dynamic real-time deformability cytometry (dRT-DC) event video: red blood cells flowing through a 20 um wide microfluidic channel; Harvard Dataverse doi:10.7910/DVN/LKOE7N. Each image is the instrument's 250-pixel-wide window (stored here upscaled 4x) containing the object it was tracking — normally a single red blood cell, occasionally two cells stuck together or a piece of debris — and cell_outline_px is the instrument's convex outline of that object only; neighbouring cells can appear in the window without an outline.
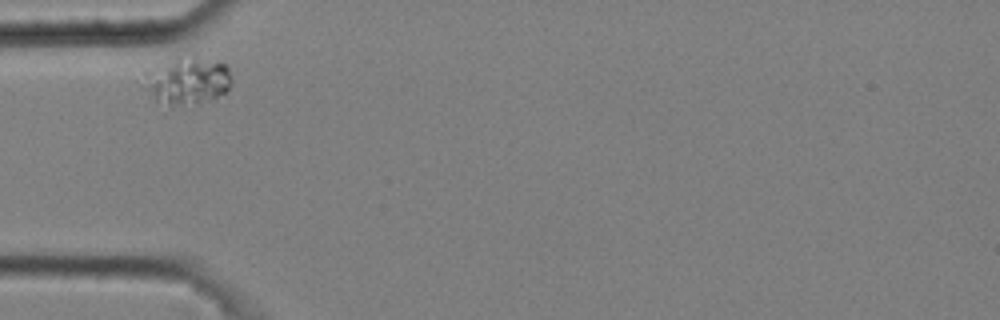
{"species": "common noctule bat (a hibernating species)", "species_latin": "Nyctalus noctula", "temperature_condition": "cold", "stored_images_in_passage": 3, "camera_frame_rate_fps": 3000, "um_per_image_px": 0.085, "animal": {"sex": "male", "body_mass_g": 20.4}, "frame": {"image": 1, "passage_image": 1, "time_ms": 0.0, "image_size_px": [1000, 320], "cell_outline_px": [[232, 84], [224, 92], [216, 96], [196, 104], [156, 104], [144, 72], [176, 56], [196, 56], [224, 64], [228, 68], [232, 80]], "centroid_in_image_um": [15.96, 6.83], "position_along_channel_um": 69.0, "area_um2": 23.58}}
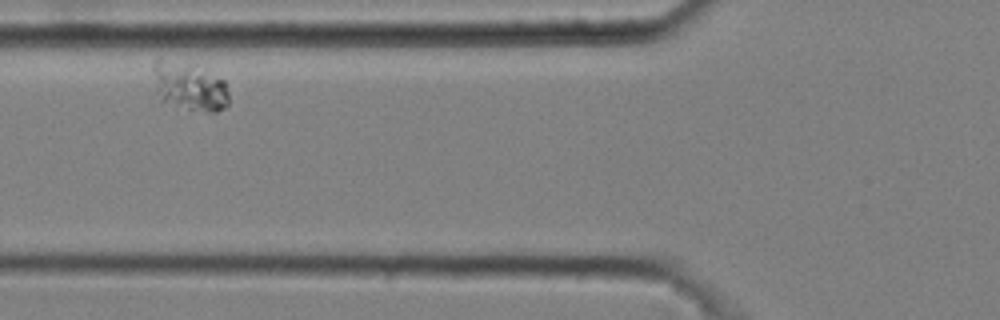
{"frame": {"image": 2, "passage_image": 2, "time_ms": 0.333, "image_size_px": [1000, 320], "cell_outline_px": [[228, 104], [224, 108], [216, 112], [208, 112], [188, 108], [160, 100], [156, 92], [152, 68], [156, 60], [160, 56], [204, 72], [224, 80], [228, 92]], "centroid_in_image_um": [16.05, 7.36], "position_along_channel_um": 109.7, "area_um2": 20.58}}
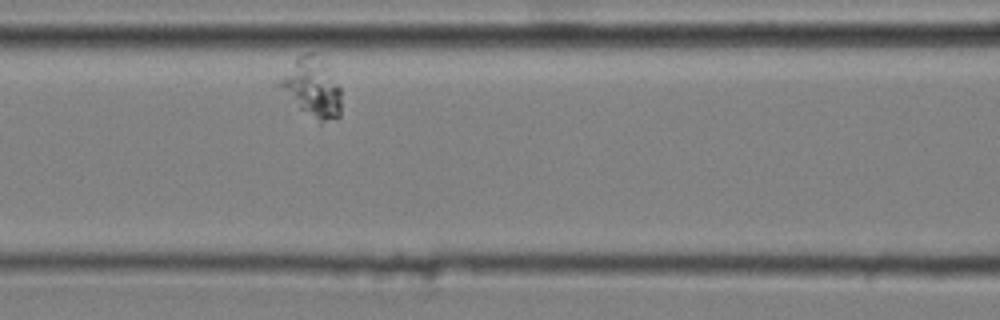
{"frame": {"image": 3, "passage_image": 3, "time_ms": 0.667, "image_size_px": [1000, 320], "cell_outline_px": [[340, 116], [320, 124], [300, 108], [276, 84], [296, 56], [304, 52], [312, 52], [340, 88]], "centroid_in_image_um": [26.49, 7.48], "position_along_channel_um": 140.1, "area_um2": 20.35}}